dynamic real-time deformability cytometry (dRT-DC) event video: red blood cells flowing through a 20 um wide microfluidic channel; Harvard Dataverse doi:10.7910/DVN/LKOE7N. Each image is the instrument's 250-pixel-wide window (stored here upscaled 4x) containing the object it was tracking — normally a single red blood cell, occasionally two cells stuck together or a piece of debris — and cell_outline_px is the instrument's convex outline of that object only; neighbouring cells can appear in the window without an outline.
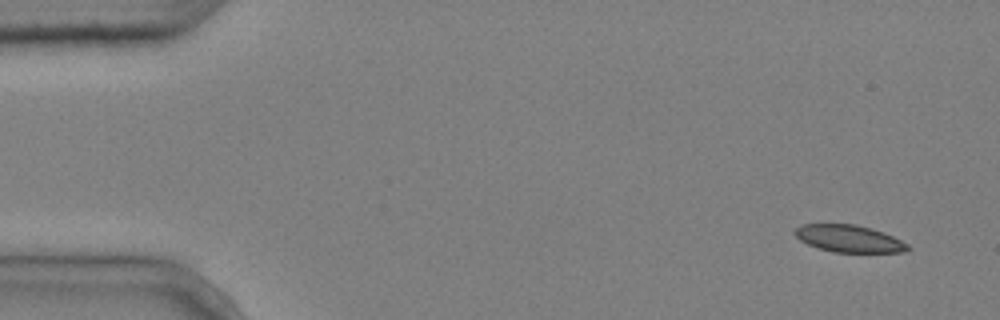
{"species": "common noctule bat (a hibernating species)", "species_latin": "Nyctalus noctula", "temperature_condition": "cold", "stored_images_in_passage": 7, "camera_frame_rate_fps": 3000, "um_per_image_px": 0.085, "animal": {"sex": "male", "body_mass_g": 20.4}, "frame": {"image": 1, "passage_image": 1, "time_ms": 0.0, "image_size_px": [1000, 320], "cell_outline_px": [[912, 248], [908, 252], [832, 252], [808, 244], [800, 240], [792, 232], [800, 224], [856, 224], [872, 228], [884, 232], [908, 244]], "centroid_in_image_um": [72.18, 20.28], "position_along_channel_um": 12.8, "area_um2": 17.98}}
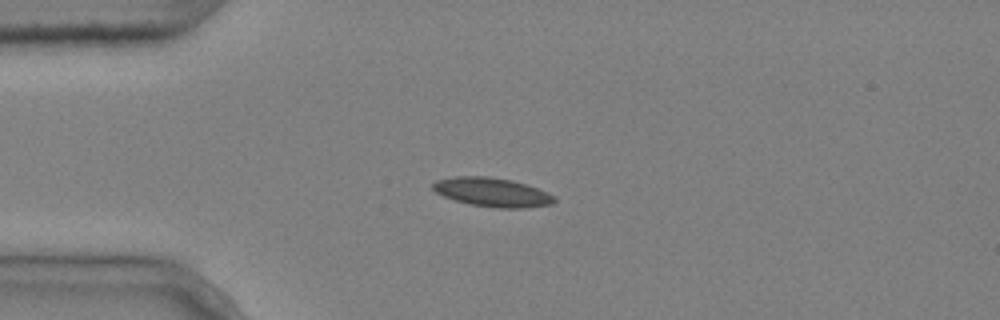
{"frame": {"image": 2, "passage_image": 3, "time_ms": 0.667, "image_size_px": [1000, 320], "cell_outline_px": [[556, 200], [552, 204], [528, 208], [496, 208], [468, 204], [444, 196], [436, 192], [432, 188], [432, 184], [436, 180], [456, 176], [488, 176], [512, 180], [548, 192], [556, 196]], "centroid_in_image_um": [41.86, 16.34], "position_along_channel_um": 43.1, "area_um2": 20.58}}